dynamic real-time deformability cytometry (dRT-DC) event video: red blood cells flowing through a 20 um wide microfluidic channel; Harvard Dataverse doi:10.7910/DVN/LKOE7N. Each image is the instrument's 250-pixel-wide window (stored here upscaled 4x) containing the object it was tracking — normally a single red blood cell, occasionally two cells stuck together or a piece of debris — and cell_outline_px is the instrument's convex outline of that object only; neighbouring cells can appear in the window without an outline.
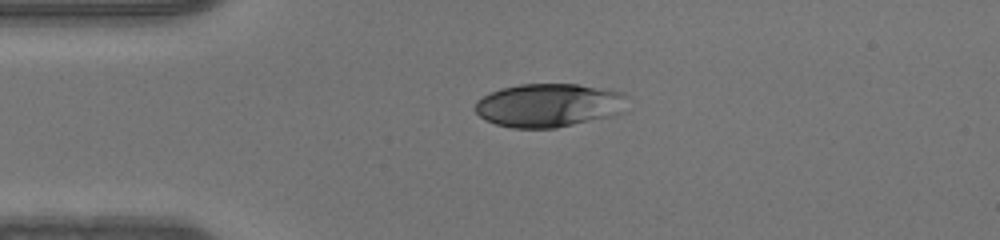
{"species": "human", "species_latin": "Homo sapiens", "temperature_condition": "warm", "stored_images_in_passage": 39, "camera_frame_rate_fps": 3000, "um_per_image_px": 0.085, "donor": {"sex": "male"}, "frame": {"image": 1, "passage_image": 1, "time_ms": 0.0, "image_size_px": [1000, 240], "cell_outline_px": [[624, 112], [612, 116], [556, 128], [512, 128], [496, 124], [484, 120], [476, 112], [476, 100], [500, 88], [520, 84], [576, 84], [624, 92]], "centroid_in_image_um": [46.63, 8.95], "position_along_channel_um": 38.4, "area_um2": 38.55}}
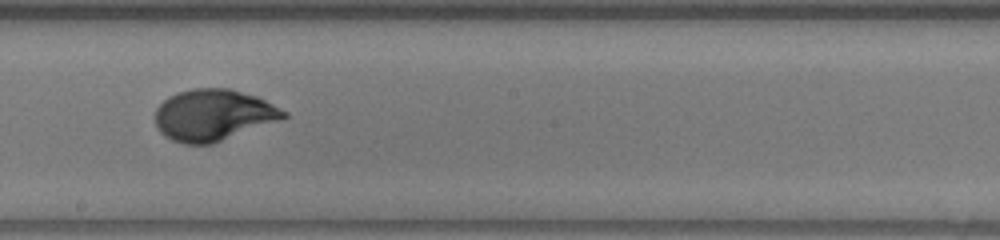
{"frame": {"image": 2, "passage_image": 17, "time_ms": 5.333, "image_size_px": [1000, 240], "cell_outline_px": [[288, 116], [212, 144], [184, 144], [172, 140], [164, 136], [156, 128], [156, 108], [168, 96], [176, 92], [192, 88], [232, 88], [256, 96], [288, 112]], "centroid_in_image_um": [18.08, 9.76], "position_along_channel_um": 230.1, "area_um2": 38.32}}
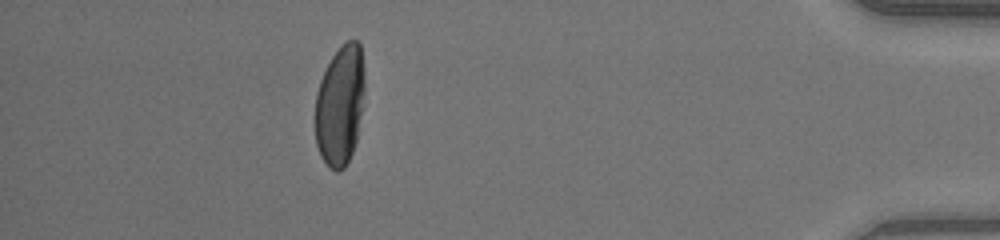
{"frame": {"image": 3, "passage_image": 34, "time_ms": 11.0, "image_size_px": [1000, 240], "cell_outline_px": [[364, 104], [356, 140], [352, 152], [344, 168], [336, 172], [328, 168], [320, 156], [316, 144], [316, 92], [320, 80], [332, 56], [340, 44], [348, 40], [356, 40], [360, 44], [364, 68]], "centroid_in_image_um": [28.91, 8.94], "position_along_channel_um": 406.3, "area_um2": 35.03}}